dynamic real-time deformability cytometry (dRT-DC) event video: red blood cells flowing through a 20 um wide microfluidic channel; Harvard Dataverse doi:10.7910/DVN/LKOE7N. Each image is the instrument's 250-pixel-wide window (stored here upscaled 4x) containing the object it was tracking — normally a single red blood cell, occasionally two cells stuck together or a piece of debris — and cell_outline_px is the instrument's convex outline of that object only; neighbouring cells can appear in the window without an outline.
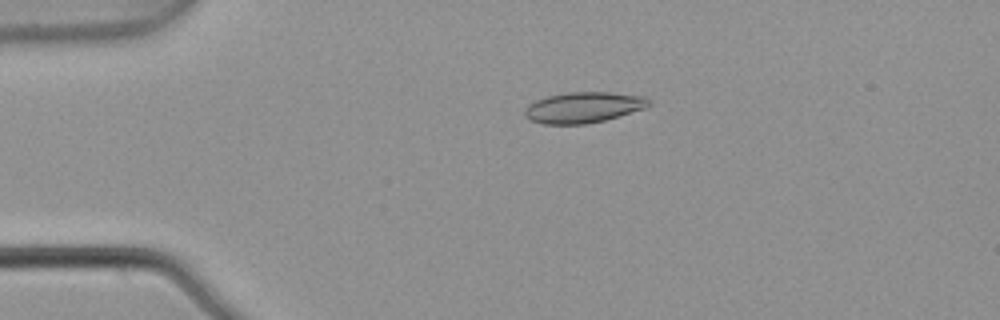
{"species": "common noctule bat (a hibernating species)", "species_latin": "Nyctalus noctula", "temperature_condition": "warm", "stored_images_in_passage": 3, "camera_frame_rate_fps": 3000, "um_per_image_px": 0.085, "animal": {"sex": "male", "body_mass_g": 21.5, "forearm_length_mm": 52.0}, "frame": {"image": 1, "passage_image": 2, "time_ms": 0.333, "image_size_px": [1000, 320], "cell_outline_px": [[652, 104], [644, 108], [604, 120], [584, 124], [544, 124], [528, 120], [524, 116], [524, 108], [528, 104], [536, 100], [548, 96], [568, 92], [608, 92], [644, 96], [652, 100]], "centroid_in_image_um": [49.56, 9.13], "position_along_channel_um": 35.4, "area_um2": 22.31}}